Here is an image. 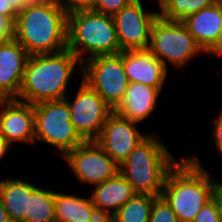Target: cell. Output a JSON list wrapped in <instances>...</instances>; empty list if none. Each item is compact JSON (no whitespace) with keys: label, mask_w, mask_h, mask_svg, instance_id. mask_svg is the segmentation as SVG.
I'll list each match as a JSON object with an SVG mask.
<instances>
[{"label":"cell","mask_w":222,"mask_h":222,"mask_svg":"<svg viewBox=\"0 0 222 222\" xmlns=\"http://www.w3.org/2000/svg\"><path fill=\"white\" fill-rule=\"evenodd\" d=\"M67 49L83 63L98 55L121 52L113 15L92 10H78L68 14ZM88 54L87 59L82 55Z\"/></svg>","instance_id":"5b68a950"},{"label":"cell","mask_w":222,"mask_h":222,"mask_svg":"<svg viewBox=\"0 0 222 222\" xmlns=\"http://www.w3.org/2000/svg\"><path fill=\"white\" fill-rule=\"evenodd\" d=\"M14 38V23L0 14V43Z\"/></svg>","instance_id":"83f0119b"},{"label":"cell","mask_w":222,"mask_h":222,"mask_svg":"<svg viewBox=\"0 0 222 222\" xmlns=\"http://www.w3.org/2000/svg\"><path fill=\"white\" fill-rule=\"evenodd\" d=\"M82 81L114 110L122 101L129 81L120 53L98 55L82 63Z\"/></svg>","instance_id":"ba28073f"},{"label":"cell","mask_w":222,"mask_h":222,"mask_svg":"<svg viewBox=\"0 0 222 222\" xmlns=\"http://www.w3.org/2000/svg\"><path fill=\"white\" fill-rule=\"evenodd\" d=\"M148 50L166 68L167 62L183 68L190 59L204 53L182 21H169L159 16L151 29Z\"/></svg>","instance_id":"52a82bcc"},{"label":"cell","mask_w":222,"mask_h":222,"mask_svg":"<svg viewBox=\"0 0 222 222\" xmlns=\"http://www.w3.org/2000/svg\"><path fill=\"white\" fill-rule=\"evenodd\" d=\"M0 14L15 22L18 12L13 8V0H0Z\"/></svg>","instance_id":"f546056e"},{"label":"cell","mask_w":222,"mask_h":222,"mask_svg":"<svg viewBox=\"0 0 222 222\" xmlns=\"http://www.w3.org/2000/svg\"><path fill=\"white\" fill-rule=\"evenodd\" d=\"M95 0H59L67 14L78 10H92Z\"/></svg>","instance_id":"4316f807"},{"label":"cell","mask_w":222,"mask_h":222,"mask_svg":"<svg viewBox=\"0 0 222 222\" xmlns=\"http://www.w3.org/2000/svg\"><path fill=\"white\" fill-rule=\"evenodd\" d=\"M156 134L142 140L119 165V172L136 194L160 197L168 172L180 161Z\"/></svg>","instance_id":"277c9868"},{"label":"cell","mask_w":222,"mask_h":222,"mask_svg":"<svg viewBox=\"0 0 222 222\" xmlns=\"http://www.w3.org/2000/svg\"><path fill=\"white\" fill-rule=\"evenodd\" d=\"M158 11L144 9L142 0H133L113 15L121 51L148 49L151 29Z\"/></svg>","instance_id":"30bf717a"},{"label":"cell","mask_w":222,"mask_h":222,"mask_svg":"<svg viewBox=\"0 0 222 222\" xmlns=\"http://www.w3.org/2000/svg\"><path fill=\"white\" fill-rule=\"evenodd\" d=\"M29 54L14 38L0 43V99H15Z\"/></svg>","instance_id":"5bb4252c"},{"label":"cell","mask_w":222,"mask_h":222,"mask_svg":"<svg viewBox=\"0 0 222 222\" xmlns=\"http://www.w3.org/2000/svg\"><path fill=\"white\" fill-rule=\"evenodd\" d=\"M216 3H218L222 6V0H216Z\"/></svg>","instance_id":"8d00e7d4"},{"label":"cell","mask_w":222,"mask_h":222,"mask_svg":"<svg viewBox=\"0 0 222 222\" xmlns=\"http://www.w3.org/2000/svg\"><path fill=\"white\" fill-rule=\"evenodd\" d=\"M215 54L219 57L222 56V28L218 34L215 43L205 52V54Z\"/></svg>","instance_id":"4dcf8cb0"},{"label":"cell","mask_w":222,"mask_h":222,"mask_svg":"<svg viewBox=\"0 0 222 222\" xmlns=\"http://www.w3.org/2000/svg\"><path fill=\"white\" fill-rule=\"evenodd\" d=\"M24 222H57L54 190L36 186L31 190Z\"/></svg>","instance_id":"44dd1931"},{"label":"cell","mask_w":222,"mask_h":222,"mask_svg":"<svg viewBox=\"0 0 222 222\" xmlns=\"http://www.w3.org/2000/svg\"><path fill=\"white\" fill-rule=\"evenodd\" d=\"M213 197L216 199L218 207H219V212L222 218V183L218 182Z\"/></svg>","instance_id":"1f68e13d"},{"label":"cell","mask_w":222,"mask_h":222,"mask_svg":"<svg viewBox=\"0 0 222 222\" xmlns=\"http://www.w3.org/2000/svg\"><path fill=\"white\" fill-rule=\"evenodd\" d=\"M217 184L198 158L184 157L168 172L161 197L179 222H193L202 207L213 198Z\"/></svg>","instance_id":"3957f363"},{"label":"cell","mask_w":222,"mask_h":222,"mask_svg":"<svg viewBox=\"0 0 222 222\" xmlns=\"http://www.w3.org/2000/svg\"><path fill=\"white\" fill-rule=\"evenodd\" d=\"M147 136L138 130L136 122L127 120L113 111L94 141L120 165Z\"/></svg>","instance_id":"7c38bea8"},{"label":"cell","mask_w":222,"mask_h":222,"mask_svg":"<svg viewBox=\"0 0 222 222\" xmlns=\"http://www.w3.org/2000/svg\"><path fill=\"white\" fill-rule=\"evenodd\" d=\"M68 14L59 0L26 5L14 22V39L29 55L53 54L67 49Z\"/></svg>","instance_id":"6da1fadb"},{"label":"cell","mask_w":222,"mask_h":222,"mask_svg":"<svg viewBox=\"0 0 222 222\" xmlns=\"http://www.w3.org/2000/svg\"><path fill=\"white\" fill-rule=\"evenodd\" d=\"M120 54L129 82L142 83L162 91L168 69L148 49L125 50Z\"/></svg>","instance_id":"9a60e30c"},{"label":"cell","mask_w":222,"mask_h":222,"mask_svg":"<svg viewBox=\"0 0 222 222\" xmlns=\"http://www.w3.org/2000/svg\"><path fill=\"white\" fill-rule=\"evenodd\" d=\"M157 197L135 194L110 219L112 222H149L153 201Z\"/></svg>","instance_id":"7402d4cb"},{"label":"cell","mask_w":222,"mask_h":222,"mask_svg":"<svg viewBox=\"0 0 222 222\" xmlns=\"http://www.w3.org/2000/svg\"><path fill=\"white\" fill-rule=\"evenodd\" d=\"M182 22L206 52L215 43L222 28V6L215 2L210 7L188 15Z\"/></svg>","instance_id":"ac0fdd59"},{"label":"cell","mask_w":222,"mask_h":222,"mask_svg":"<svg viewBox=\"0 0 222 222\" xmlns=\"http://www.w3.org/2000/svg\"><path fill=\"white\" fill-rule=\"evenodd\" d=\"M160 92L155 87L129 82L122 101L113 111L127 120L139 123L154 111Z\"/></svg>","instance_id":"2e32d148"},{"label":"cell","mask_w":222,"mask_h":222,"mask_svg":"<svg viewBox=\"0 0 222 222\" xmlns=\"http://www.w3.org/2000/svg\"><path fill=\"white\" fill-rule=\"evenodd\" d=\"M77 64L80 74L82 62L69 49L53 54L30 55L15 99L32 105L64 99Z\"/></svg>","instance_id":"7a4b0ae2"},{"label":"cell","mask_w":222,"mask_h":222,"mask_svg":"<svg viewBox=\"0 0 222 222\" xmlns=\"http://www.w3.org/2000/svg\"><path fill=\"white\" fill-rule=\"evenodd\" d=\"M64 99L67 101L75 130L85 141L95 140L113 109L84 81H81L73 101L67 96Z\"/></svg>","instance_id":"9c48e42d"},{"label":"cell","mask_w":222,"mask_h":222,"mask_svg":"<svg viewBox=\"0 0 222 222\" xmlns=\"http://www.w3.org/2000/svg\"><path fill=\"white\" fill-rule=\"evenodd\" d=\"M94 187L91 199L103 218H110L136 194L132 185L120 172L113 178L107 179Z\"/></svg>","instance_id":"e0dca14e"},{"label":"cell","mask_w":222,"mask_h":222,"mask_svg":"<svg viewBox=\"0 0 222 222\" xmlns=\"http://www.w3.org/2000/svg\"><path fill=\"white\" fill-rule=\"evenodd\" d=\"M159 17L169 21H183L188 15L212 6L216 0H158Z\"/></svg>","instance_id":"603a6c76"},{"label":"cell","mask_w":222,"mask_h":222,"mask_svg":"<svg viewBox=\"0 0 222 222\" xmlns=\"http://www.w3.org/2000/svg\"><path fill=\"white\" fill-rule=\"evenodd\" d=\"M70 110L65 99L43 101L34 105L35 140L58 148L64 157L85 140L71 123Z\"/></svg>","instance_id":"8992f818"},{"label":"cell","mask_w":222,"mask_h":222,"mask_svg":"<svg viewBox=\"0 0 222 222\" xmlns=\"http://www.w3.org/2000/svg\"><path fill=\"white\" fill-rule=\"evenodd\" d=\"M34 184L27 180L8 178L0 180V198L11 222H24L28 196Z\"/></svg>","instance_id":"ffe728a7"},{"label":"cell","mask_w":222,"mask_h":222,"mask_svg":"<svg viewBox=\"0 0 222 222\" xmlns=\"http://www.w3.org/2000/svg\"><path fill=\"white\" fill-rule=\"evenodd\" d=\"M213 125V136L215 139V144L220 154H222V111L214 120Z\"/></svg>","instance_id":"f1b7e54d"},{"label":"cell","mask_w":222,"mask_h":222,"mask_svg":"<svg viewBox=\"0 0 222 222\" xmlns=\"http://www.w3.org/2000/svg\"><path fill=\"white\" fill-rule=\"evenodd\" d=\"M9 148H11V145L0 134V160L5 157V155L9 151Z\"/></svg>","instance_id":"836d02e7"},{"label":"cell","mask_w":222,"mask_h":222,"mask_svg":"<svg viewBox=\"0 0 222 222\" xmlns=\"http://www.w3.org/2000/svg\"><path fill=\"white\" fill-rule=\"evenodd\" d=\"M133 0H95L92 11L102 14L114 15L121 11Z\"/></svg>","instance_id":"484cf974"},{"label":"cell","mask_w":222,"mask_h":222,"mask_svg":"<svg viewBox=\"0 0 222 222\" xmlns=\"http://www.w3.org/2000/svg\"><path fill=\"white\" fill-rule=\"evenodd\" d=\"M57 222H98L103 217L93 205L91 197H78L55 191Z\"/></svg>","instance_id":"d6986e66"},{"label":"cell","mask_w":222,"mask_h":222,"mask_svg":"<svg viewBox=\"0 0 222 222\" xmlns=\"http://www.w3.org/2000/svg\"><path fill=\"white\" fill-rule=\"evenodd\" d=\"M193 222H222L219 207L214 197L202 207Z\"/></svg>","instance_id":"d4e9b609"},{"label":"cell","mask_w":222,"mask_h":222,"mask_svg":"<svg viewBox=\"0 0 222 222\" xmlns=\"http://www.w3.org/2000/svg\"><path fill=\"white\" fill-rule=\"evenodd\" d=\"M81 183L98 185L119 173V165L94 141H84L63 157Z\"/></svg>","instance_id":"8fae6325"},{"label":"cell","mask_w":222,"mask_h":222,"mask_svg":"<svg viewBox=\"0 0 222 222\" xmlns=\"http://www.w3.org/2000/svg\"><path fill=\"white\" fill-rule=\"evenodd\" d=\"M0 222H11L0 198Z\"/></svg>","instance_id":"e575fe53"},{"label":"cell","mask_w":222,"mask_h":222,"mask_svg":"<svg viewBox=\"0 0 222 222\" xmlns=\"http://www.w3.org/2000/svg\"><path fill=\"white\" fill-rule=\"evenodd\" d=\"M98 222H112V220L110 218H102L100 221Z\"/></svg>","instance_id":"d590c367"},{"label":"cell","mask_w":222,"mask_h":222,"mask_svg":"<svg viewBox=\"0 0 222 222\" xmlns=\"http://www.w3.org/2000/svg\"><path fill=\"white\" fill-rule=\"evenodd\" d=\"M0 134L11 143H34V105L16 99H0Z\"/></svg>","instance_id":"4fadbf2b"},{"label":"cell","mask_w":222,"mask_h":222,"mask_svg":"<svg viewBox=\"0 0 222 222\" xmlns=\"http://www.w3.org/2000/svg\"><path fill=\"white\" fill-rule=\"evenodd\" d=\"M149 222H179V220L172 208L160 196L153 201Z\"/></svg>","instance_id":"cb8c5ba5"},{"label":"cell","mask_w":222,"mask_h":222,"mask_svg":"<svg viewBox=\"0 0 222 222\" xmlns=\"http://www.w3.org/2000/svg\"><path fill=\"white\" fill-rule=\"evenodd\" d=\"M42 0H13V8L19 13L26 5Z\"/></svg>","instance_id":"d6a6232c"}]
</instances>
